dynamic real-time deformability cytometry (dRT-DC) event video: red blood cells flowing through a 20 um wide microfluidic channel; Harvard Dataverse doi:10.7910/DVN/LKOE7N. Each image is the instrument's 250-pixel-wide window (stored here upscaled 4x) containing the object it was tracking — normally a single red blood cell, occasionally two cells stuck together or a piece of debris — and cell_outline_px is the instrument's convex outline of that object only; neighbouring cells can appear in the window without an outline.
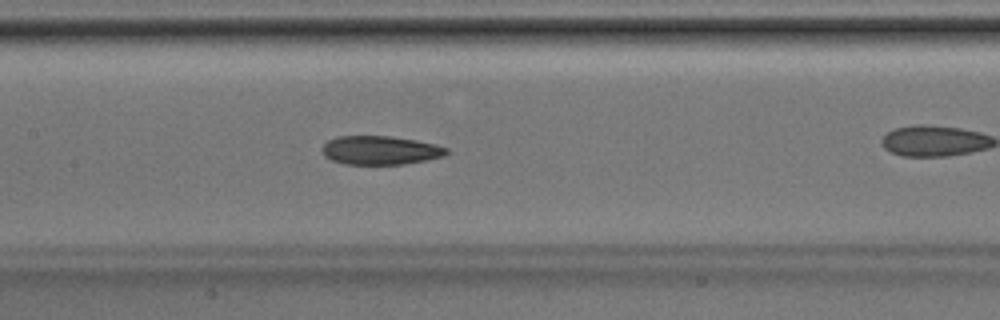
{"species": "Egyptian fruit bat (a non-hibernating species)", "species_latin": "Rousettus aegyptiacus", "temperature_condition": "room temperature", "stored_images_in_passage": 32, "camera_frame_rate_fps": 3000, "um_per_image_px": 0.085, "animal": {"sex": "male"}, "frame": {"image": 1, "passage_image": 19, "time_ms": 6.0, "image_size_px": [1000, 320], "cell_outline_px": [[448, 152], [444, 156], [428, 160], [404, 164], [344, 164], [332, 160], [324, 156], [320, 148], [328, 140], [336, 136], [392, 136], [416, 140], [436, 144], [448, 148]], "centroid_in_image_um": [32.32, 12.77], "position_along_channel_um": 175.1, "area_um2": 21.04}}